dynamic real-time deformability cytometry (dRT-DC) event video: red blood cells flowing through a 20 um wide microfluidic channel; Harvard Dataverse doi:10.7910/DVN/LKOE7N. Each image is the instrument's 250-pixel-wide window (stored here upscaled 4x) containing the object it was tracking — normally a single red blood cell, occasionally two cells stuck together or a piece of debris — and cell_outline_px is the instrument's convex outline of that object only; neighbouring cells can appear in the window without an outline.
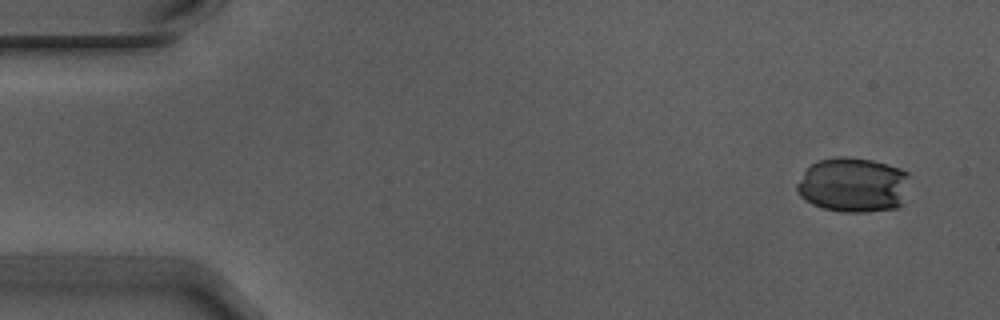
{"species": "Egyptian fruit bat (a non-hibernating species)", "species_latin": "Rousettus aegyptiacus", "temperature_condition": "warm", "stored_images_in_passage": 6, "camera_frame_rate_fps": 3000, "um_per_image_px": 0.085, "animal": {"sex": "male"}, "frame": {"image": 1, "passage_image": 1, "time_ms": 0.0, "image_size_px": [1000, 320], "cell_outline_px": [[908, 176], [904, 204], [896, 208], [864, 212], [844, 212], [824, 208], [812, 204], [800, 196], [796, 188], [796, 184], [804, 172], [812, 164], [820, 160], [840, 156], [848, 156], [872, 160], [900, 168], [908, 172]], "centroid_in_image_um": [72.54, 15.72], "position_along_channel_um": 12.5, "area_um2": 36.07}}